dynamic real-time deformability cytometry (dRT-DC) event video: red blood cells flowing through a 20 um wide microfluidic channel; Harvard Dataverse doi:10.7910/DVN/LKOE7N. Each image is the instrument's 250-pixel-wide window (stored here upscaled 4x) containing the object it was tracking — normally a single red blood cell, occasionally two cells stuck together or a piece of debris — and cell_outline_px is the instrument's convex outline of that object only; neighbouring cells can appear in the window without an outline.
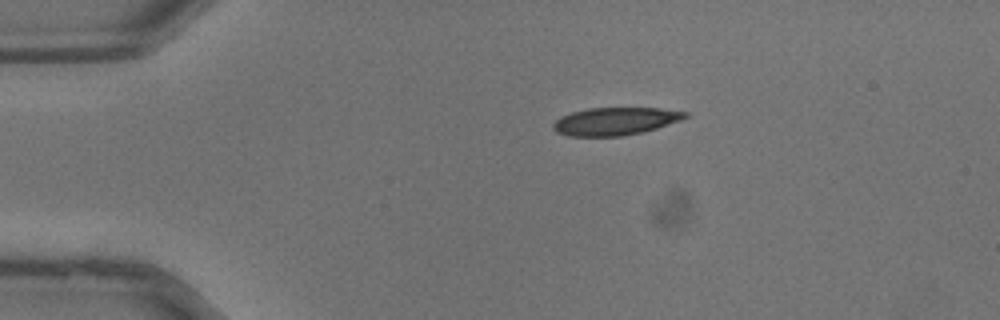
{"species": "common noctule bat (a hibernating species)", "species_latin": "Nyctalus noctula", "temperature_condition": "warm", "stored_images_in_passage": 21, "camera_frame_rate_fps": 3000, "um_per_image_px": 0.085, "animal": {"sex": "male", "body_mass_g": 13.3}, "frame": {"image": 1, "passage_image": 1, "time_ms": 0.0, "image_size_px": [1000, 320], "cell_outline_px": [[688, 116], [680, 120], [644, 132], [624, 136], [568, 136], [556, 132], [552, 128], [552, 124], [560, 116], [572, 112], [588, 108], [660, 108], [688, 112]], "centroid_in_image_um": [52.27, 10.31], "position_along_channel_um": 32.7, "area_um2": 21.39}}
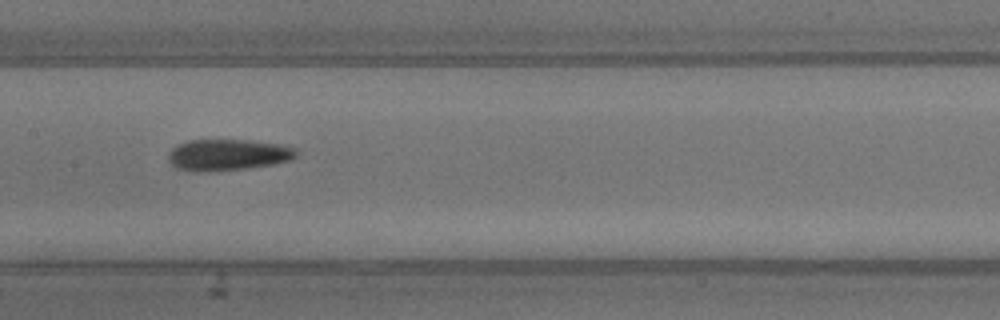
{"frame": {"image": 2, "passage_image": 12, "time_ms": 3.667, "image_size_px": [1000, 320], "cell_outline_px": [[296, 156], [292, 160], [272, 164], [244, 168], [200, 172], [192, 172], [176, 168], [168, 160], [168, 156], [172, 148], [188, 140], [248, 140], [284, 144], [296, 148]], "centroid_in_image_um": [19.37, 13.15], "position_along_channel_um": 188.0, "area_um2": 23.35}}
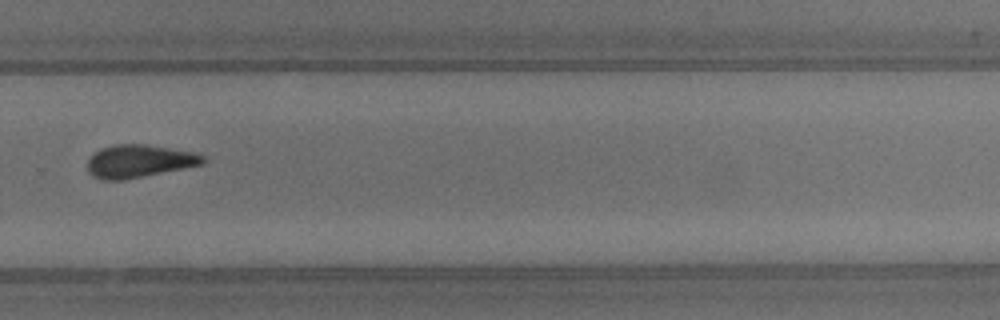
{"frame": {"image": 3, "passage_image": 19, "time_ms": 6.0, "image_size_px": [1000, 320], "cell_outline_px": [[208, 160], [204, 164], [124, 180], [104, 180], [92, 176], [88, 172], [88, 160], [100, 148], [116, 144], [144, 144], [192, 152], [204, 156]], "centroid_in_image_um": [11.83, 13.7], "position_along_channel_um": 318.0, "area_um2": 21.96}}